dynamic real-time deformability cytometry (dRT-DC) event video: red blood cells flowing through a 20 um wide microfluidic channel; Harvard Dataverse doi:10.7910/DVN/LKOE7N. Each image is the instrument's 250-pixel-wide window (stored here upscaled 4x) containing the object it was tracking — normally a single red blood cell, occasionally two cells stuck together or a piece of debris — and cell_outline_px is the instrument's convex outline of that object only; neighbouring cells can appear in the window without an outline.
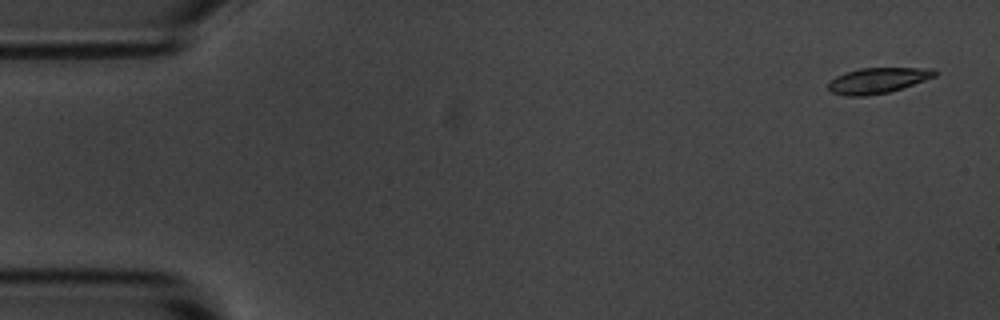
{"species": "common noctule bat (a hibernating species)", "species_latin": "Nyctalus noctula", "temperature_condition": "room temperature", "stored_images_in_passage": 4, "camera_frame_rate_fps": 3000, "um_per_image_px": 0.085, "animal": {"sex": "male", "body_mass_g": 20.1, "forearm_length_mm": 53.5}, "frame": {"image": 1, "passage_image": 1, "time_ms": 0.0, "image_size_px": [1000, 320], "cell_outline_px": [[940, 72], [936, 76], [888, 92], [864, 96], [844, 96], [832, 92], [828, 88], [828, 84], [836, 76], [844, 72], [860, 68], [932, 68]], "centroid_in_image_um": [74.6, 6.83], "position_along_channel_um": 10.4, "area_um2": 15.78}}
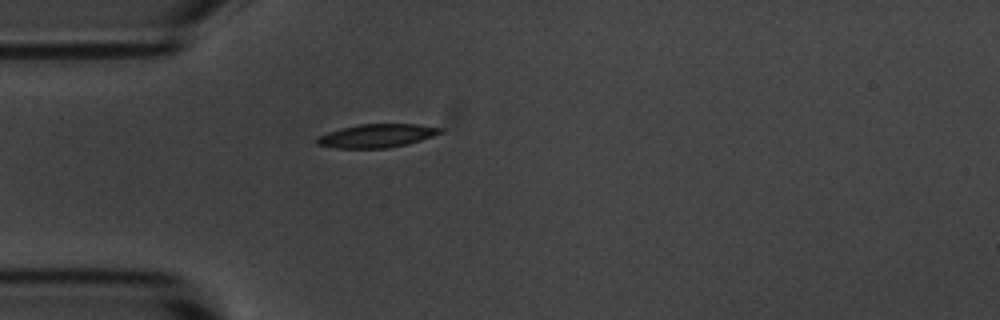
{"frame": {"image": 2, "passage_image": 4, "time_ms": 4.333, "image_size_px": [1000, 320], "cell_outline_px": [[444, 132], [420, 140], [388, 148], [336, 148], [316, 144], [316, 136], [340, 128], [360, 124], [416, 124], [444, 128]], "centroid_in_image_um": [32.0, 11.53], "position_along_channel_um": 53.0, "area_um2": 16.82}}